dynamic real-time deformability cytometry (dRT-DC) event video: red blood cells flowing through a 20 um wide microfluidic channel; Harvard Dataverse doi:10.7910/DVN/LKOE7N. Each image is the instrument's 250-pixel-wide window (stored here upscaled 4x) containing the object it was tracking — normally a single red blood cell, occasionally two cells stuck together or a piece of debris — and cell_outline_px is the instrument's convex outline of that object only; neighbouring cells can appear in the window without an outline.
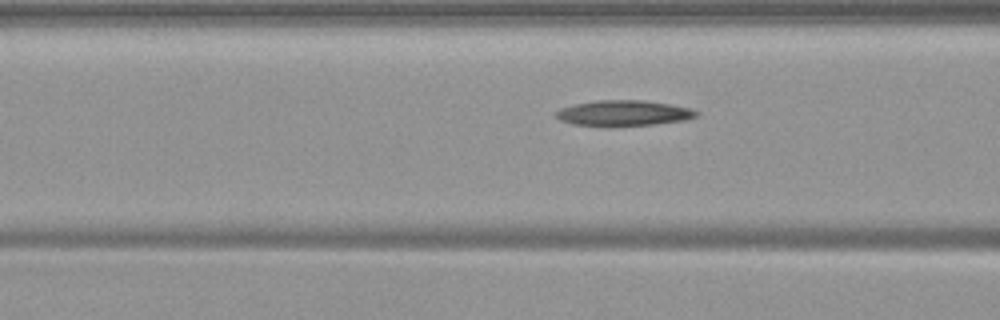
{"species": "common noctule bat (a hibernating species)", "species_latin": "Nyctalus noctula", "temperature_condition": "warm", "stored_images_in_passage": 57, "camera_frame_rate_fps": 3000, "um_per_image_px": 0.085, "animal": {"sex": "female", "body_mass_g": 19.9}, "frame": {"image": 1, "passage_image": 23, "time_ms": 7.333, "image_size_px": [1000, 320], "cell_outline_px": [[700, 112], [696, 116], [684, 120], [656, 124], [608, 128], [572, 124], [560, 120], [556, 116], [556, 112], [560, 108], [576, 104], [596, 100], [644, 100], [672, 104], [692, 108]], "centroid_in_image_um": [53.01, 9.64], "position_along_channel_um": 113.6, "area_um2": 21.5}}
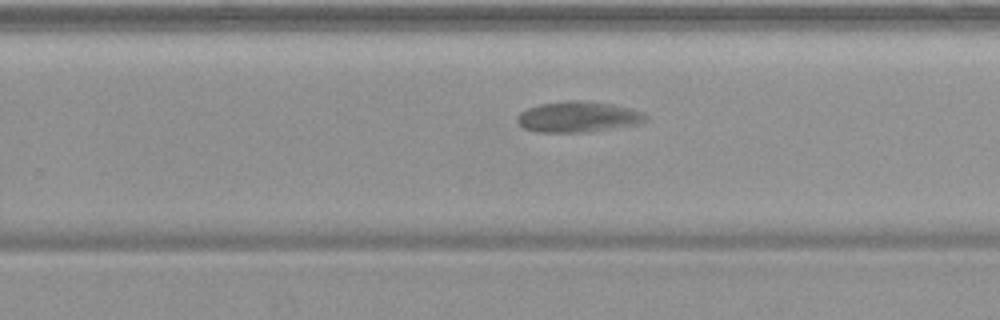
{"frame": {"image": 2, "passage_image": 37, "time_ms": 12.0, "image_size_px": [1000, 320], "cell_outline_px": [[648, 120], [636, 124], [588, 132], [536, 132], [524, 128], [516, 120], [516, 116], [520, 112], [528, 108], [540, 104], [568, 100], [580, 100], [612, 104], [644, 112], [648, 116]], "centroid_in_image_um": [49.12, 9.93], "position_along_channel_um": 280.7, "area_um2": 23.0}}
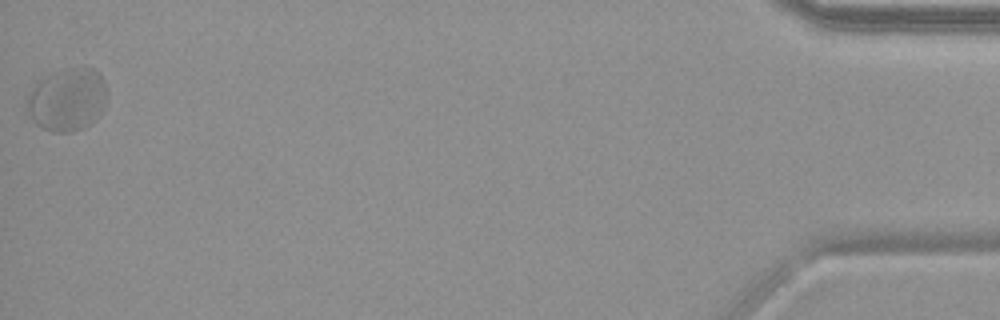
{"frame": {"image": 3, "passage_image": 57, "time_ms": 18.667, "image_size_px": [1000, 320], "cell_outline_px": [[104, 108], [100, 116], [96, 120], [72, 132], [52, 132], [36, 124], [28, 112], [24, 104], [28, 92], [40, 80], [52, 72], [64, 68], [84, 64], [92, 68], [104, 80]], "centroid_in_image_um": [5.69, 8.43], "position_along_channel_um": 429.5, "area_um2": 29.59}}